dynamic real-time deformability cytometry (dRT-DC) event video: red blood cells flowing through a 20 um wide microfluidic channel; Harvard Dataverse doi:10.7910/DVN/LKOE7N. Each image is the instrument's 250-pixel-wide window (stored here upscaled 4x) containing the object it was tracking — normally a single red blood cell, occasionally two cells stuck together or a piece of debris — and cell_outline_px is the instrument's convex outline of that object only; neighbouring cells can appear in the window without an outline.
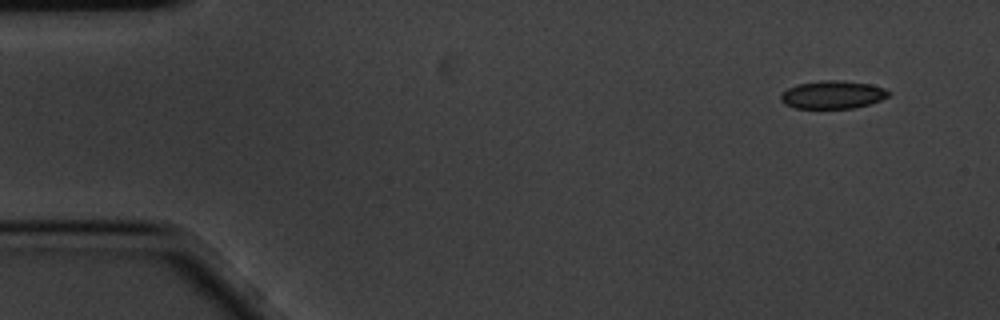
{"species": "common noctule bat (a hibernating species)", "species_latin": "Nyctalus noctula", "temperature_condition": "cold", "stored_images_in_passage": 4, "camera_frame_rate_fps": 3000, "um_per_image_px": 0.085, "animal": {"sex": "male", "body_mass_g": 20.1, "forearm_length_mm": 53.5}, "frame": {"image": 1, "passage_image": 1, "time_ms": 0.0, "image_size_px": [1000, 320], "cell_outline_px": [[892, 92], [888, 96], [880, 100], [868, 104], [852, 108], [796, 108], [784, 104], [780, 100], [780, 96], [788, 88], [796, 84], [820, 80], [844, 80], [872, 84], [884, 88]], "centroid_in_image_um": [70.78, 8.03], "position_along_channel_um": 14.2, "area_um2": 17.69}}
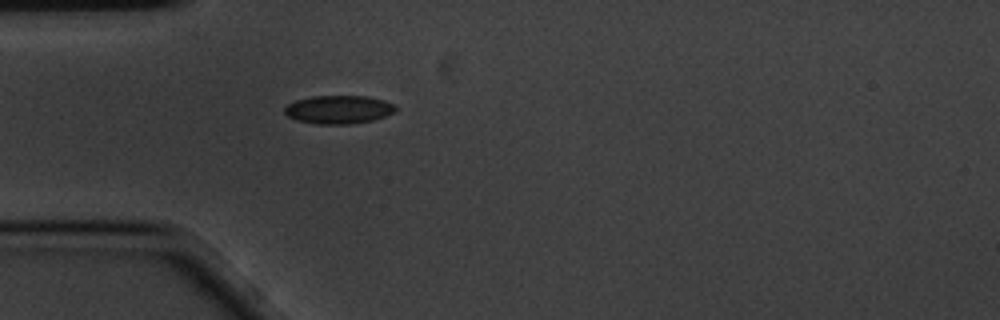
{"frame": {"image": 2, "passage_image": 4, "time_ms": 1.0, "image_size_px": [1000, 320], "cell_outline_px": [[396, 108], [392, 112], [384, 116], [372, 120], [348, 124], [316, 124], [296, 120], [288, 116], [284, 112], [284, 108], [288, 104], [296, 100], [312, 96], [368, 96], [384, 100], [392, 104]], "centroid_in_image_um": [28.74, 9.31], "position_along_channel_um": 56.3, "area_um2": 18.15}}